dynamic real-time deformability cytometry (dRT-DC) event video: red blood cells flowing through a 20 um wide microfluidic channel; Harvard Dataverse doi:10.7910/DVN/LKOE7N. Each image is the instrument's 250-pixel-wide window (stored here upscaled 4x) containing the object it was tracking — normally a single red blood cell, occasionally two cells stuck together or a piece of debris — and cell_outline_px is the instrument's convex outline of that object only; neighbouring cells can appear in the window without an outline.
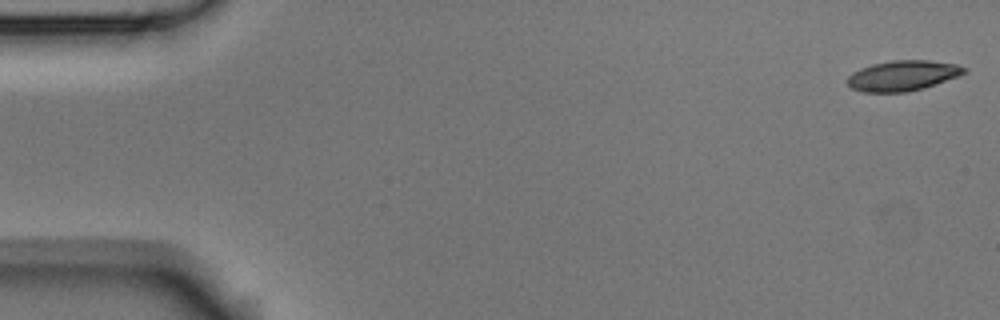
{"species": "Egyptian fruit bat (a non-hibernating species)", "species_latin": "Rousettus aegyptiacus", "temperature_condition": "room temperature", "stored_images_in_passage": 9, "camera_frame_rate_fps": 3000, "um_per_image_px": 0.085, "animal": {"sex": "male"}, "frame": {"image": 1, "passage_image": 1, "time_ms": 0.0, "image_size_px": [1000, 320], "cell_outline_px": [[968, 72], [924, 88], [908, 92], [864, 92], [852, 88], [848, 84], [848, 76], [852, 72], [860, 68], [872, 64], [892, 60], [928, 60], [956, 64], [968, 68]], "centroid_in_image_um": [76.74, 6.42], "position_along_channel_um": 8.3, "area_um2": 20.63}}